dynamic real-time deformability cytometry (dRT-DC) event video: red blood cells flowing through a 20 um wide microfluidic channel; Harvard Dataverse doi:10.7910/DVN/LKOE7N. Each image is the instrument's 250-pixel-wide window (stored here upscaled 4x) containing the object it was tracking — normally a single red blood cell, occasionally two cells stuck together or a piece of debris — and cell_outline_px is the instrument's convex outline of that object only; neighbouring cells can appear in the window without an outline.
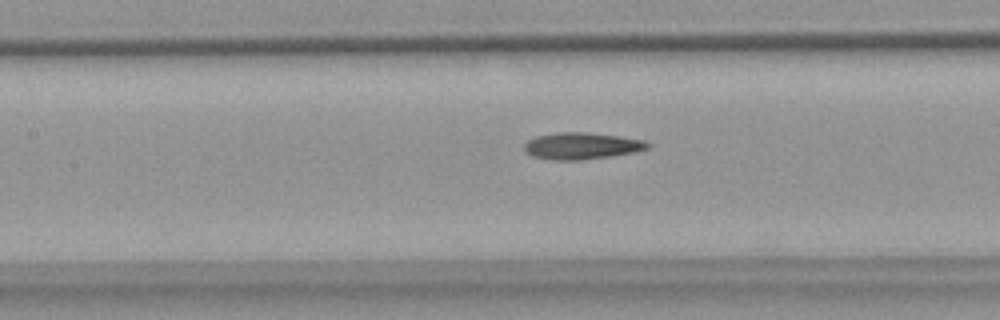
{"species": "common noctule bat (a hibernating species)", "species_latin": "Nyctalus noctula", "temperature_condition": "warm", "stored_images_in_passage": 31, "camera_frame_rate_fps": 3000, "um_per_image_px": 0.085, "animal": {"sex": "female", "body_mass_g": 18.4}, "frame": {"image": 1, "passage_image": 12, "time_ms": 3.667, "image_size_px": [1000, 320], "cell_outline_px": [[652, 144], [648, 148], [632, 152], [612, 156], [580, 160], [548, 160], [532, 156], [524, 152], [524, 144], [528, 140], [536, 136], [556, 132], [588, 132], [620, 136], [644, 140]], "centroid_in_image_um": [49.41, 12.4], "position_along_channel_um": 158.0, "area_um2": 19.42}}
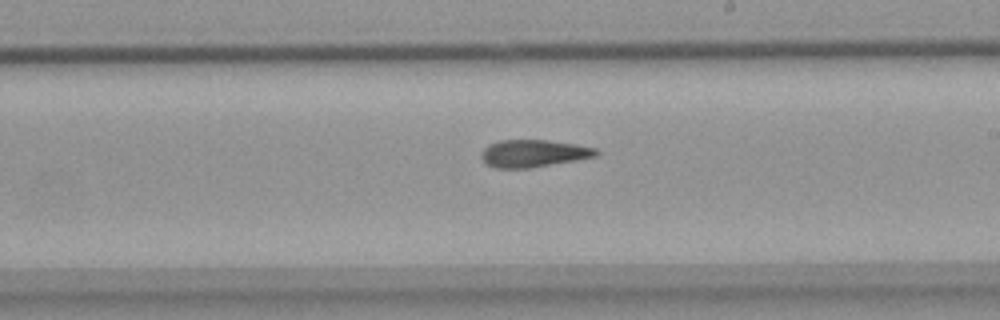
{"frame": {"image": 2, "passage_image": 19, "time_ms": 6.0, "image_size_px": [1000, 320], "cell_outline_px": [[600, 152], [596, 156], [576, 160], [528, 168], [496, 168], [488, 164], [480, 156], [480, 152], [488, 144], [500, 140], [548, 140], [576, 144], [596, 148]], "centroid_in_image_um": [45.34, 13.03], "position_along_channel_um": 243.7, "area_um2": 18.26}}
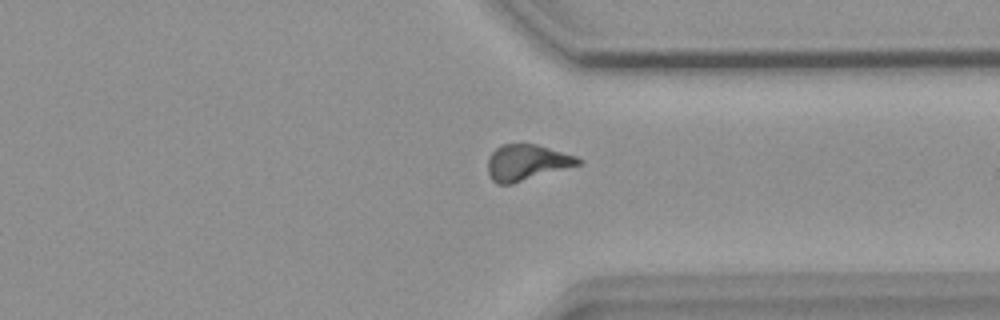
{"frame": {"image": 3, "passage_image": 29, "time_ms": 9.333, "image_size_px": [1000, 320], "cell_outline_px": [[584, 160], [580, 164], [512, 184], [500, 184], [492, 180], [488, 172], [488, 156], [500, 144], [536, 144], [576, 156]], "centroid_in_image_um": [44.76, 13.8], "position_along_channel_um": 366.6, "area_um2": 18.79}}